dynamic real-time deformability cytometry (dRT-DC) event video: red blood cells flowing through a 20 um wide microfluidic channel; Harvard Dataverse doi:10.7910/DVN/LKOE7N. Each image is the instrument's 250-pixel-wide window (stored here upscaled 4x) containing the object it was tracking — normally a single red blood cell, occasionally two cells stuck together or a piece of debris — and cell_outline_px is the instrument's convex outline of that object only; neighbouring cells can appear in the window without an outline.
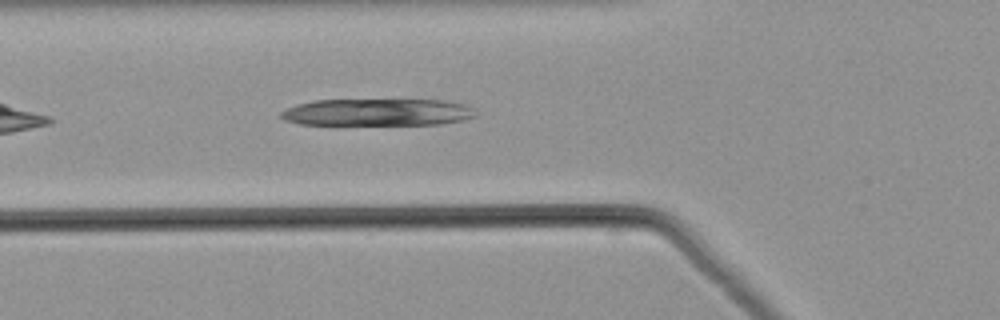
{"species": "common noctule bat (a hibernating species)", "species_latin": "Nyctalus noctula", "temperature_condition": "warm", "stored_images_in_passage": 31, "camera_frame_rate_fps": 3000, "um_per_image_px": 0.085, "animal": {"sex": "male", "body_mass_g": 21.5, "forearm_length_mm": 52.0}, "frame": {"image": 1, "passage_image": 4, "time_ms": 1.0, "image_size_px": [1000, 320], "cell_outline_px": [[476, 116], [464, 120], [440, 124], [336, 128], [300, 124], [284, 120], [280, 116], [280, 112], [296, 104], [312, 100], [444, 100], [468, 104], [472, 108]], "centroid_in_image_um": [31.99, 9.6], "position_along_channel_um": 93.8, "area_um2": 32.71}}
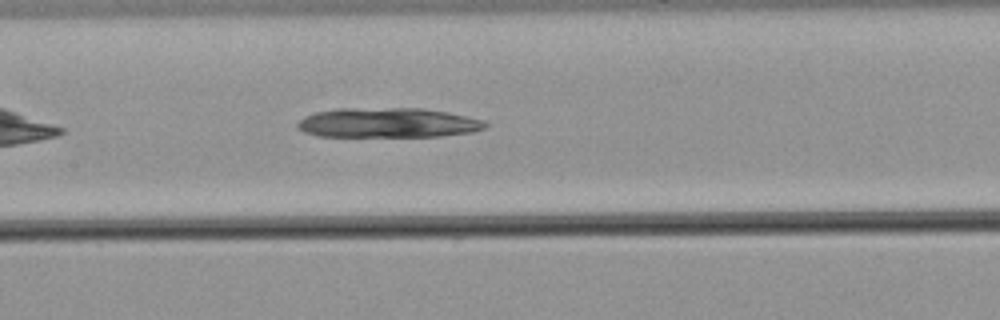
{"frame": {"image": 2, "passage_image": 10, "time_ms": 3.0, "image_size_px": [1000, 320], "cell_outline_px": [[488, 124], [484, 128], [472, 132], [440, 136], [320, 136], [304, 132], [296, 128], [296, 124], [304, 116], [316, 112], [340, 108], [420, 108], [448, 112], [484, 120]], "centroid_in_image_um": [32.96, 10.43], "position_along_channel_um": 174.4, "area_um2": 32.54}}
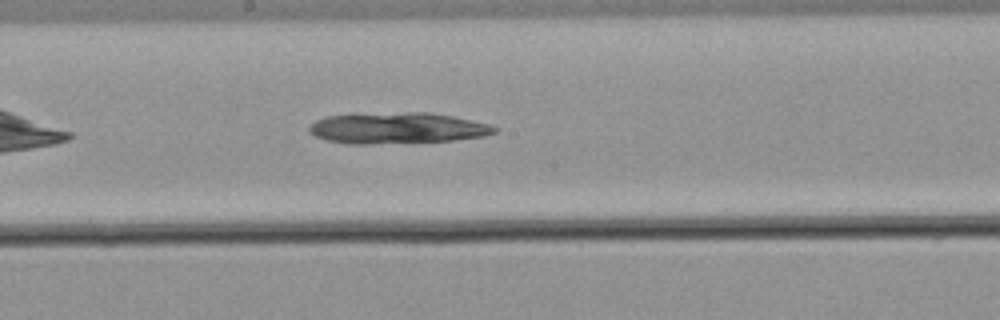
{"frame": {"image": 3, "passage_image": 13, "time_ms": 4.0, "image_size_px": [1000, 320], "cell_outline_px": [[496, 132], [484, 136], [456, 140], [368, 144], [348, 144], [328, 140], [316, 136], [308, 132], [308, 128], [316, 120], [324, 116], [352, 112], [428, 112], [452, 116], [488, 124], [496, 128]], "centroid_in_image_um": [33.68, 10.86], "position_along_channel_um": 214.5, "area_um2": 34.04}}